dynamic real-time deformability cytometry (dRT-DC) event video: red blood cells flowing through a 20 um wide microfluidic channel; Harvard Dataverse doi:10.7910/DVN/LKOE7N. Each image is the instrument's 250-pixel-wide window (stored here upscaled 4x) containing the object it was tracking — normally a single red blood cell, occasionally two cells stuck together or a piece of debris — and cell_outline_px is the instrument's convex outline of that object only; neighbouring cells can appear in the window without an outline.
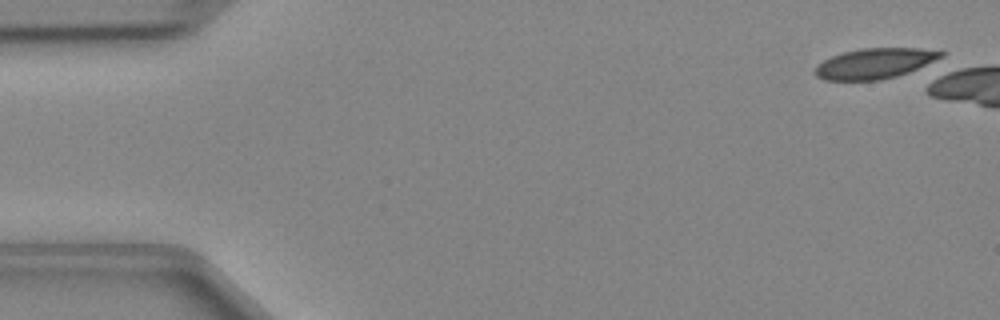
{"species": "Egyptian fruit bat (a non-hibernating species)", "species_latin": "Rousettus aegyptiacus", "temperature_condition": "cold", "stored_images_in_passage": 2, "camera_frame_rate_fps": 3000, "um_per_image_px": 0.085, "animal": {"sex": "female"}, "frame": {"image": 1, "passage_image": 2, "time_ms": 0.333, "image_size_px": [1000, 320], "cell_outline_px": [[944, 60], [896, 76], [880, 80], [824, 80], [816, 76], [812, 72], [816, 64], [832, 56], [844, 52], [864, 48], [920, 48], [944, 52]], "centroid_in_image_um": [74.41, 5.39], "position_along_channel_um": 10.6, "area_um2": 22.72}}